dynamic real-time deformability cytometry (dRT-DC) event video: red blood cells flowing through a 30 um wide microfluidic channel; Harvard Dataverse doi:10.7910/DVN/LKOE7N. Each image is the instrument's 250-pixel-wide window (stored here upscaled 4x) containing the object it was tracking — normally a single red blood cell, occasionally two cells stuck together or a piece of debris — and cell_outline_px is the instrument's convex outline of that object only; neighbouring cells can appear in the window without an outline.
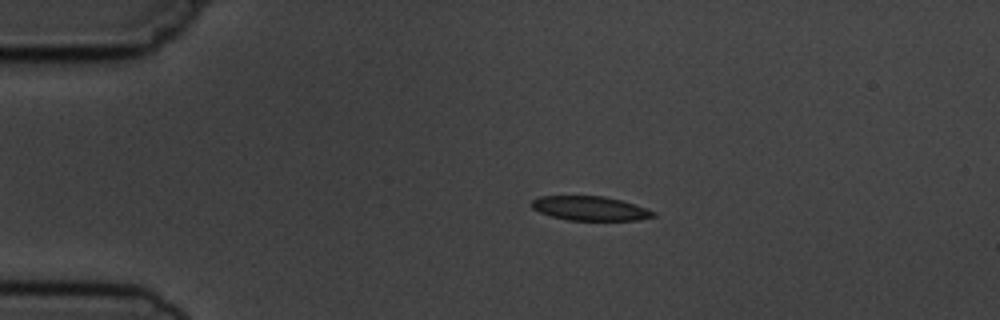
{"species": "common noctule bat (a hibernating species)", "species_latin": "Nyctalus noctula", "temperature_condition": "cold", "stored_images_in_passage": 3, "camera_frame_rate_fps": 3000, "um_per_image_px": 0.085, "animal": {"sex": "male", "body_mass_g": 19.5, "forearm_length_mm": 54.6}, "frame": {"image": 1, "passage_image": 1, "time_ms": 0.0, "image_size_px": [1000, 320], "cell_outline_px": [[656, 216], [636, 220], [568, 220], [552, 216], [540, 212], [532, 208], [532, 200], [540, 196], [604, 196], [620, 200], [656, 212]], "centroid_in_image_um": [50.14, 17.71], "position_along_channel_um": 34.9, "area_um2": 16.94}}
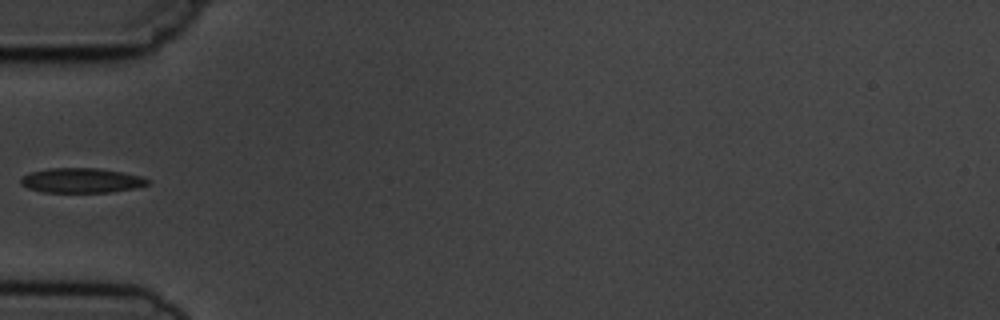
{"frame": {"image": 2, "passage_image": 3, "time_ms": 2.333, "image_size_px": [1000, 320], "cell_outline_px": [[148, 184], [136, 188], [112, 192], [44, 192], [28, 188], [20, 184], [20, 176], [28, 172], [48, 168], [100, 168], [140, 176], [148, 180]], "centroid_in_image_um": [6.85, 15.33], "position_along_channel_um": 78.1, "area_um2": 18.38}}